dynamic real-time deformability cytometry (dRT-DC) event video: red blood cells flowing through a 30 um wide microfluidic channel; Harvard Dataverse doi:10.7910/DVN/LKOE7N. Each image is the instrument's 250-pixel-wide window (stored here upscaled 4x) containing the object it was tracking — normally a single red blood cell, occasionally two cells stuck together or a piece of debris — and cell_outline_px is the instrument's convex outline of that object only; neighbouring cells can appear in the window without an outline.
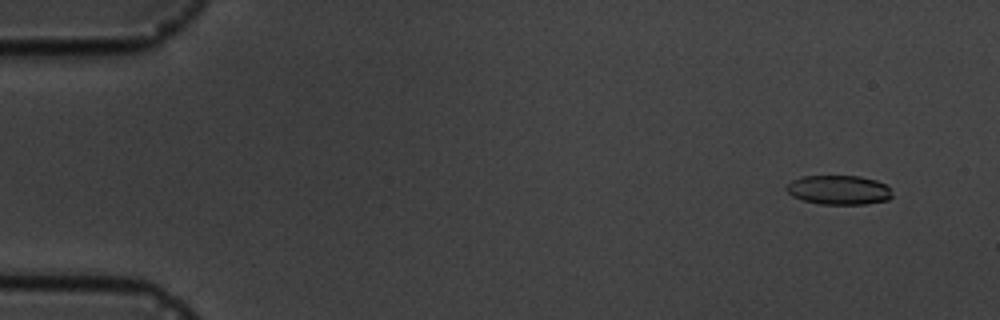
{"species": "common noctule bat (a hibernating species)", "species_latin": "Nyctalus noctula", "temperature_condition": "cold", "stored_images_in_passage": 7, "camera_frame_rate_fps": 3000, "um_per_image_px": 0.085, "animal": {"sex": "male", "body_mass_g": 19.5, "forearm_length_mm": 54.6}, "frame": {"image": 1, "passage_image": 1, "time_ms": 0.0, "image_size_px": [1000, 320], "cell_outline_px": [[892, 196], [888, 200], [864, 204], [820, 204], [804, 200], [792, 196], [784, 188], [792, 180], [800, 176], [860, 176], [876, 180], [884, 184], [888, 188]], "centroid_in_image_um": [71.26, 16.14], "position_along_channel_um": 13.7, "area_um2": 17.98}}
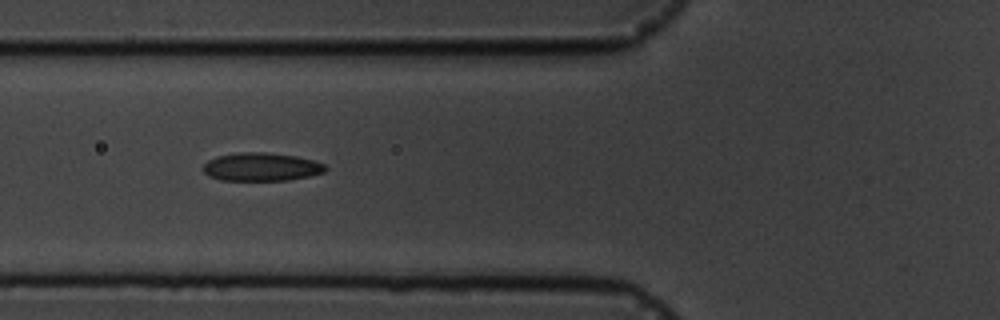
{"frame": {"image": 2, "passage_image": 6, "time_ms": 5.667, "image_size_px": [1000, 320], "cell_outline_px": [[328, 168], [324, 172], [308, 176], [288, 180], [220, 180], [208, 176], [204, 172], [204, 164], [208, 160], [216, 156], [240, 152], [264, 152], [296, 156], [312, 160], [324, 164]], "centroid_in_image_um": [22.2, 14.18], "position_along_channel_um": 103.6, "area_um2": 20.06}}
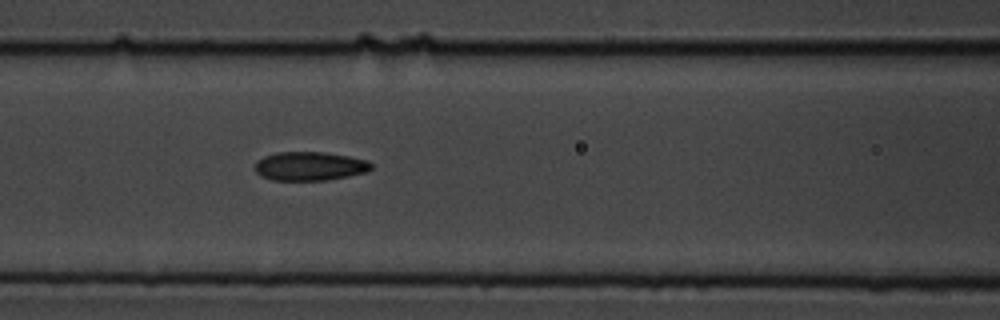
{"frame": {"image": 3, "passage_image": 7, "time_ms": 6.667, "image_size_px": [1000, 320], "cell_outline_px": [[372, 168], [368, 172], [328, 180], [272, 180], [260, 176], [256, 172], [256, 160], [264, 156], [280, 152], [324, 152], [348, 156], [364, 160], [372, 164]], "centroid_in_image_um": [26.32, 14.13], "position_along_channel_um": 140.3, "area_um2": 19.48}}